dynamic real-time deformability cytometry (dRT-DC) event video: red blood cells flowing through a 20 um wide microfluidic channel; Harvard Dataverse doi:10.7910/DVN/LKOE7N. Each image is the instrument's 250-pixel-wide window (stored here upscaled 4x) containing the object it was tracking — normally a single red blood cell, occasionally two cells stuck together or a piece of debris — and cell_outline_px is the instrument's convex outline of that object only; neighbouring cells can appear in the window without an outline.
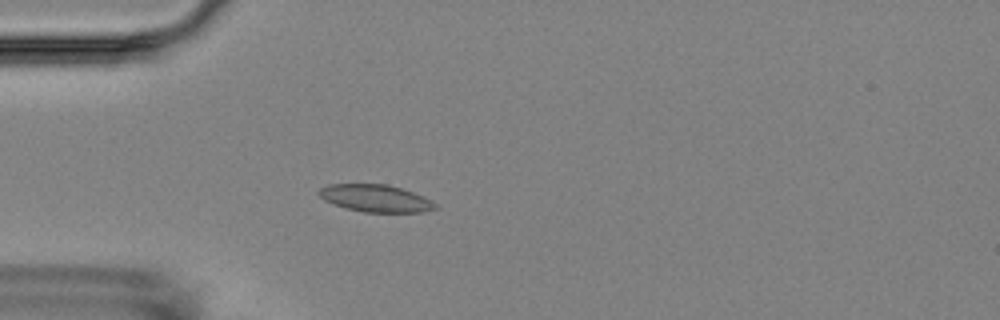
{"species": "Egyptian fruit bat (a non-hibernating species)", "species_latin": "Rousettus aegyptiacus", "temperature_condition": "room temperature", "stored_images_in_passage": 3, "camera_frame_rate_fps": 3000, "um_per_image_px": 0.085, "animal": {"sex": "female"}, "frame": {"image": 1, "passage_image": 3, "time_ms": 3.0, "image_size_px": [1000, 320], "cell_outline_px": [[440, 208], [424, 212], [364, 212], [348, 208], [324, 200], [316, 192], [320, 188], [328, 184], [388, 184], [424, 196], [432, 200]], "centroid_in_image_um": [31.96, 16.85], "position_along_channel_um": 53.0, "area_um2": 18.5}}